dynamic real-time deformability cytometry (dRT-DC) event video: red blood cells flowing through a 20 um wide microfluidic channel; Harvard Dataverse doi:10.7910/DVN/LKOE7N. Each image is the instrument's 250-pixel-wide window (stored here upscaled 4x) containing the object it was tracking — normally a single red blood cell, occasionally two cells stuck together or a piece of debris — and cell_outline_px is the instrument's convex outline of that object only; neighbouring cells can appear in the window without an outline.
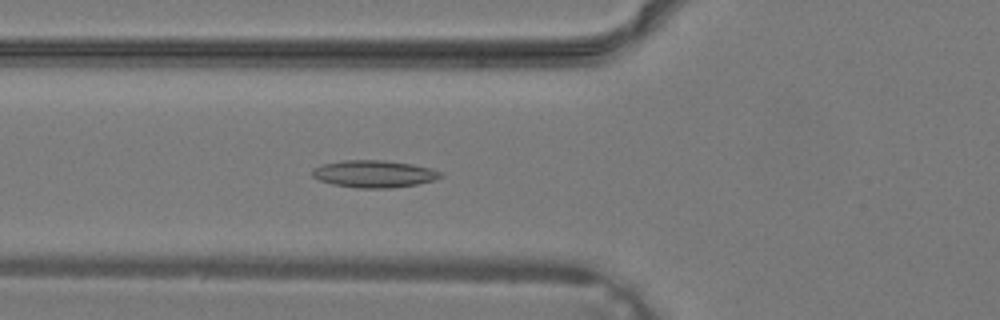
{"species": "common noctule bat (a hibernating species)", "species_latin": "Nyctalus noctula", "temperature_condition": "warm", "stored_images_in_passage": 39, "camera_frame_rate_fps": 3000, "um_per_image_px": 0.085, "animal": {"sex": "male", "body_mass_g": 19.2, "forearm_length_mm": 51.8}, "frame": {"image": 1, "passage_image": 15, "time_ms": 4.667, "image_size_px": [1000, 320], "cell_outline_px": [[444, 176], [432, 180], [416, 184], [392, 188], [356, 188], [332, 184], [320, 180], [312, 176], [312, 168], [324, 164], [340, 160], [384, 160], [412, 164], [428, 168], [440, 172]], "centroid_in_image_um": [31.75, 14.78], "position_along_channel_um": 94.1, "area_um2": 20.23}}
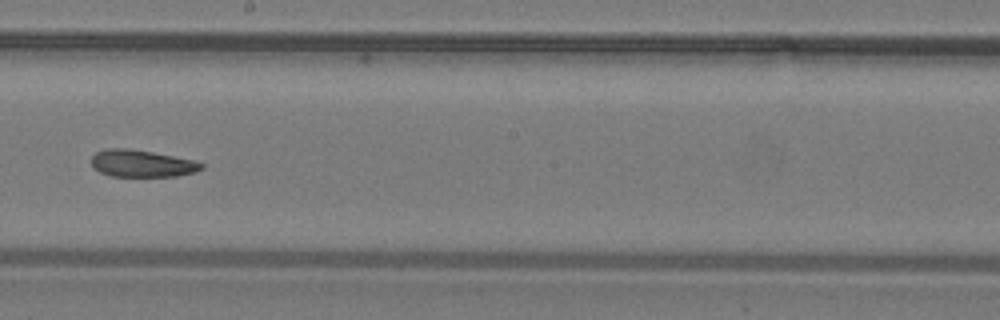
{"frame": {"image": 2, "passage_image": 23, "time_ms": 7.333, "image_size_px": [1000, 320], "cell_outline_px": [[204, 168], [196, 172], [176, 176], [112, 176], [100, 172], [92, 168], [92, 156], [96, 152], [104, 148], [128, 148], [152, 152], [192, 160], [204, 164]], "centroid_in_image_um": [12.03, 13.89], "position_along_channel_um": 236.2, "area_um2": 17.34}}
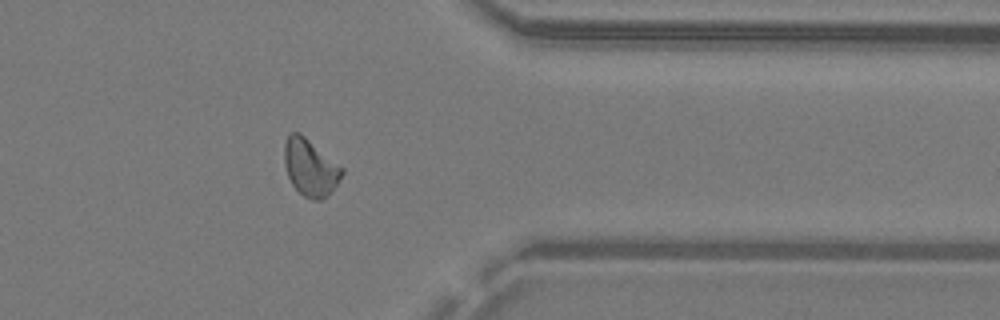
{"frame": {"image": 3, "passage_image": 32, "time_ms": 10.333, "image_size_px": [1000, 320], "cell_outline_px": [[344, 172], [328, 196], [320, 200], [312, 200], [304, 196], [292, 184], [288, 176], [284, 164], [284, 144], [288, 136], [292, 132], [300, 132], [344, 168]], "centroid_in_image_um": [26.37, 14.23], "position_along_channel_um": 385.0, "area_um2": 19.07}}